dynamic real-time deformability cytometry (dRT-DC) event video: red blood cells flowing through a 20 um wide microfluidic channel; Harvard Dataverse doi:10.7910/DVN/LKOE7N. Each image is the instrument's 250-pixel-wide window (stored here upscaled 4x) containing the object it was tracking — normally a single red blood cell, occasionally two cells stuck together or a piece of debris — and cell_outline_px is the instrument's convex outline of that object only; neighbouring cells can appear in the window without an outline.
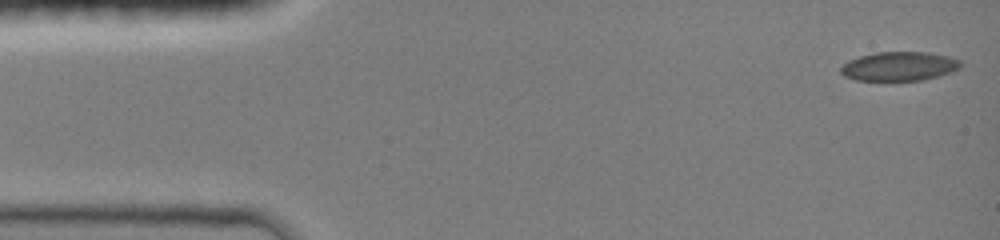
{"species": "common noctule bat (a hibernating species)", "species_latin": "Nyctalus noctula", "temperature_condition": "room temperature", "stored_images_in_passage": 44, "camera_frame_rate_fps": 3000, "um_per_image_px": 0.085, "animal": {"sex": "female", "body_mass_g": 19.0, "forearm_length_mm": 51.5}, "frame": {"image": 1, "passage_image": 1, "time_ms": 0.0, "image_size_px": [1000, 240], "cell_outline_px": [[960, 68], [952, 72], [940, 76], [920, 80], [856, 80], [844, 76], [840, 72], [840, 68], [848, 60], [860, 56], [876, 52], [928, 52], [948, 56], [960, 60]], "centroid_in_image_um": [76.43, 5.63], "position_along_channel_um": 8.6, "area_um2": 20.29}}
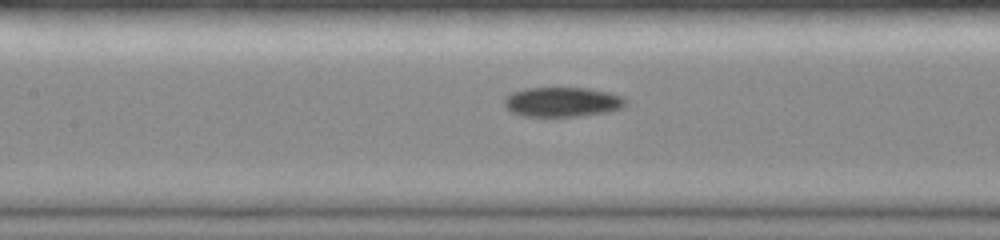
{"frame": {"image": 2, "passage_image": 25, "time_ms": 6.333, "image_size_px": [1000, 240], "cell_outline_px": [[628, 104], [620, 108], [608, 112], [576, 116], [520, 116], [512, 112], [504, 104], [504, 100], [512, 92], [524, 88], [588, 88], [608, 92], [624, 96], [628, 100]], "centroid_in_image_um": [47.84, 8.66], "position_along_channel_um": 159.6, "area_um2": 21.04}}
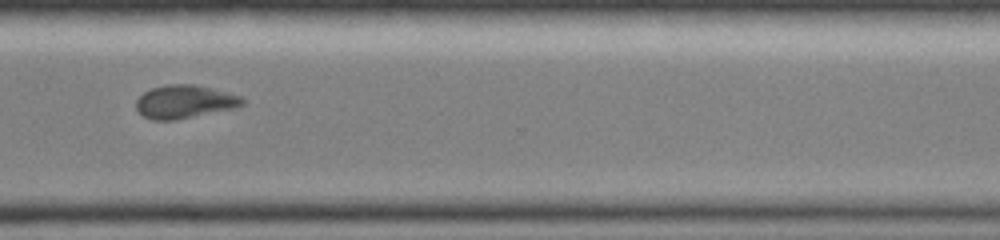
{"frame": {"image": 3, "passage_image": 43, "time_ms": 11.0, "image_size_px": [1000, 240], "cell_outline_px": [[248, 100], [244, 104], [236, 108], [176, 120], [152, 120], [144, 116], [136, 108], [136, 100], [144, 92], [152, 88], [168, 84], [192, 84], [240, 96]], "centroid_in_image_um": [15.7, 8.66], "position_along_channel_um": 354.9, "area_um2": 20.46}}